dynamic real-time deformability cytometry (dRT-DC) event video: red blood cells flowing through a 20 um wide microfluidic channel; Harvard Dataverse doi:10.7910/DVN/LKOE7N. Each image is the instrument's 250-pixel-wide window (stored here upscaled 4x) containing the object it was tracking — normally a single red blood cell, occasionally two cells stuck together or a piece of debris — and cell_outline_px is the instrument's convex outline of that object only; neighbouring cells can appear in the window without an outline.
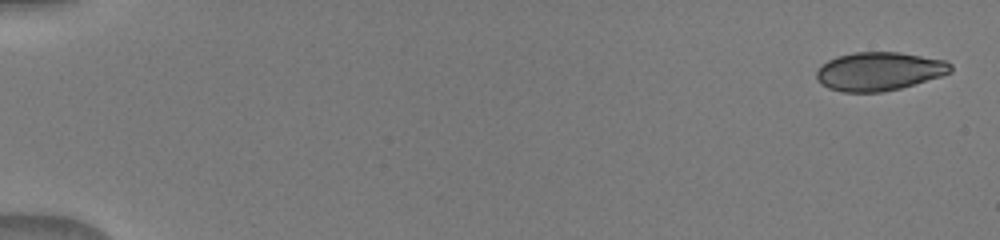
{"species": "human", "species_latin": "Homo sapiens", "temperature_condition": "warm", "stored_images_in_passage": 31, "camera_frame_rate_fps": 3000, "um_per_image_px": 0.085, "donor": {"sex": "male"}, "frame": {"image": 1, "passage_image": 1, "time_ms": 0.0, "image_size_px": [1000, 240], "cell_outline_px": [[952, 72], [940, 76], [900, 88], [880, 92], [844, 92], [828, 88], [820, 84], [816, 76], [816, 72], [820, 64], [836, 56], [852, 52], [900, 52], [944, 60], [952, 64]], "centroid_in_image_um": [74.69, 6.05], "position_along_channel_um": 10.3, "area_um2": 30.17}}
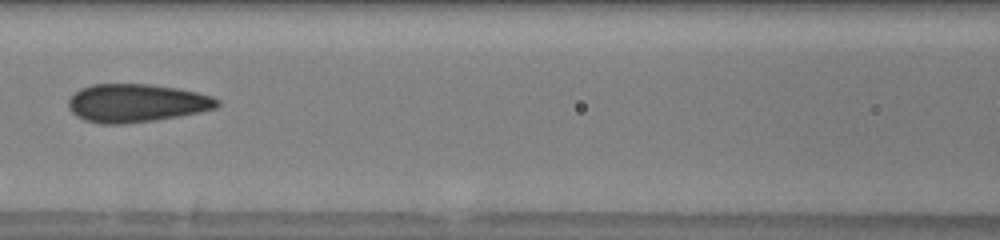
{"frame": {"image": 2, "passage_image": 16, "time_ms": 7.667, "image_size_px": [1000, 240], "cell_outline_px": [[220, 104], [216, 108], [200, 112], [180, 116], [124, 124], [100, 124], [84, 120], [76, 116], [68, 108], [68, 100], [80, 88], [92, 84], [148, 84], [176, 88], [196, 92], [212, 96], [220, 100]], "centroid_in_image_um": [11.58, 8.76], "position_along_channel_um": 155.0, "area_um2": 33.18}}
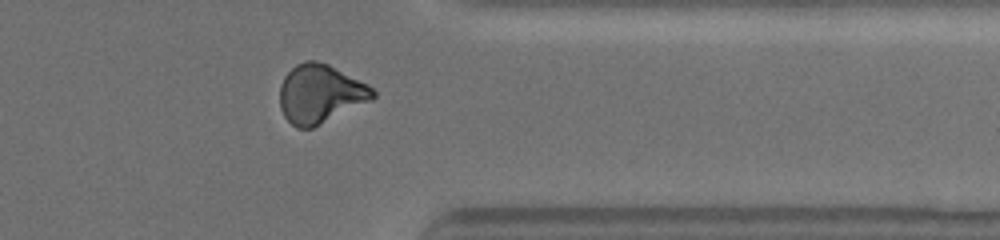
{"frame": {"image": 3, "passage_image": 27, "time_ms": 13.333, "image_size_px": [1000, 240], "cell_outline_px": [[376, 96], [372, 100], [312, 128], [296, 128], [284, 116], [280, 108], [280, 84], [284, 76], [296, 64], [304, 60], [316, 60], [328, 64], [368, 84], [376, 92]], "centroid_in_image_um": [27.21, 7.97], "position_along_channel_um": 384.2, "area_um2": 31.85}}